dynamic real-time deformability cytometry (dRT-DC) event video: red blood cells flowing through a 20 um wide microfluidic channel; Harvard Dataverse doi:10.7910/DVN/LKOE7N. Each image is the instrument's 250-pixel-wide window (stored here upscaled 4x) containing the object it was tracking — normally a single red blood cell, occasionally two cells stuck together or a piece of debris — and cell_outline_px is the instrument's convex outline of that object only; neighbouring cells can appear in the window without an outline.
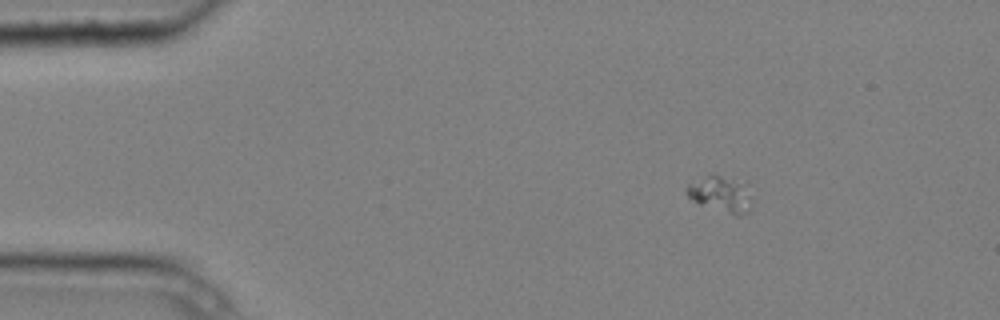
{"species": "common noctule bat (a hibernating species)", "species_latin": "Nyctalus noctula", "temperature_condition": "cold", "stored_images_in_passage": 4, "camera_frame_rate_fps": 3000, "um_per_image_px": 0.085, "animal": {"sex": "male", "body_mass_g": 20.4}, "frame": {"image": 1, "passage_image": 1, "time_ms": 0.0, "image_size_px": [1000, 320], "cell_outline_px": [[752, 200], [748, 212], [736, 216], [700, 204], [692, 200], [688, 196], [688, 184], [712, 172], [744, 184], [752, 196]], "centroid_in_image_um": [61.27, 16.5], "position_along_channel_um": 23.7, "area_um2": 13.53}}
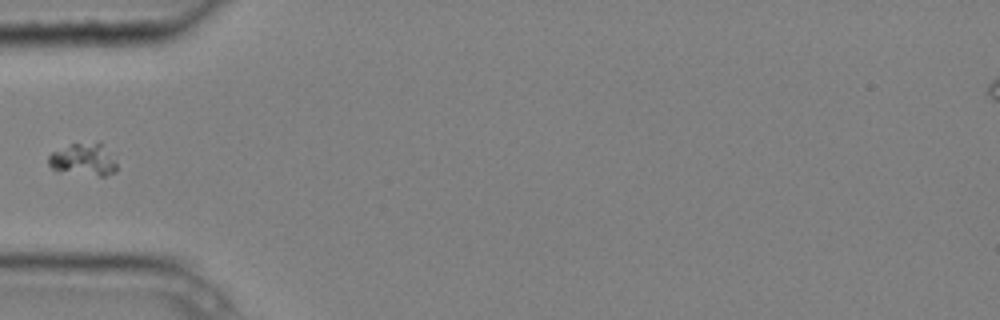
{"frame": {"image": 2, "passage_image": 4, "time_ms": 1.0, "image_size_px": [1000, 320], "cell_outline_px": [[116, 172], [104, 176], [100, 176], [56, 172], [48, 164], [48, 156], [52, 152], [72, 144], [96, 140], [100, 140], [116, 152]], "centroid_in_image_um": [7.19, 13.53], "position_along_channel_um": 77.8, "area_um2": 13.81}}